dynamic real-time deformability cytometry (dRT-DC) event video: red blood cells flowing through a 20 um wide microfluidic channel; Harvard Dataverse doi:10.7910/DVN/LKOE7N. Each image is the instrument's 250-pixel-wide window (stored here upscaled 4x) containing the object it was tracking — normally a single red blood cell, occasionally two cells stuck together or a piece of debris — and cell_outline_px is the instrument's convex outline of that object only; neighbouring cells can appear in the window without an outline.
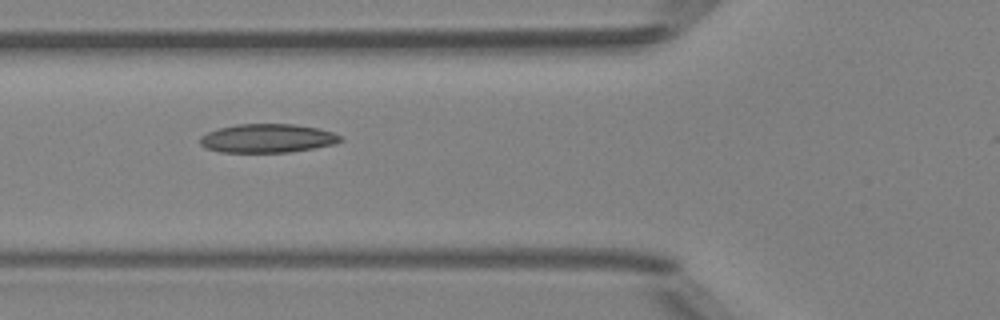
{"species": "Egyptian fruit bat (a non-hibernating species)", "species_latin": "Rousettus aegyptiacus", "temperature_condition": "room temperature", "stored_images_in_passage": 7, "camera_frame_rate_fps": 3000, "um_per_image_px": 0.085, "animal": {"sex": "female"}, "frame": {"image": 1, "passage_image": 5, "time_ms": 5.333, "image_size_px": [1000, 320], "cell_outline_px": [[344, 140], [336, 144], [288, 152], [220, 152], [204, 148], [200, 144], [200, 136], [208, 132], [220, 128], [236, 124], [292, 124], [316, 128], [332, 132], [340, 136]], "centroid_in_image_um": [22.71, 11.76], "position_along_channel_um": 103.1, "area_um2": 23.41}}
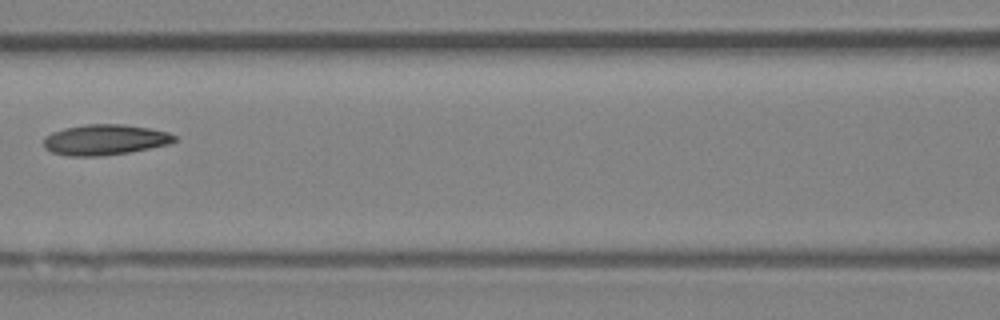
{"frame": {"image": 2, "passage_image": 6, "time_ms": 6.667, "image_size_px": [1000, 320], "cell_outline_px": [[176, 140], [168, 144], [128, 152], [104, 156], [68, 156], [52, 152], [44, 148], [44, 136], [52, 132], [64, 128], [84, 124], [124, 124], [148, 128], [168, 132], [176, 136]], "centroid_in_image_um": [8.88, 11.87], "position_along_channel_um": 157.7, "area_um2": 23.29}}
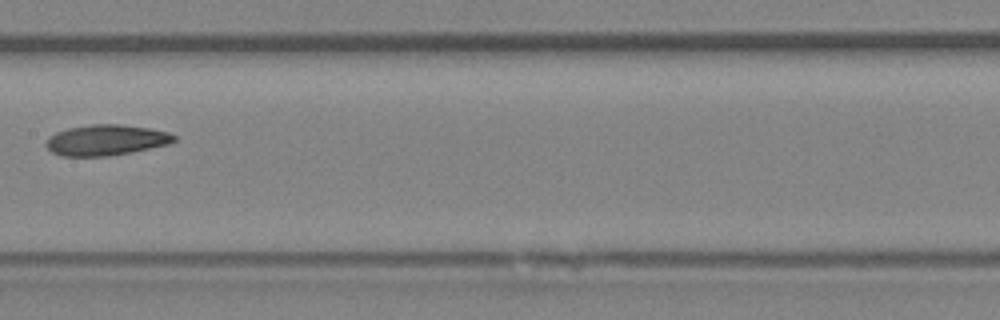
{"frame": {"image": 3, "passage_image": 7, "time_ms": 7.667, "image_size_px": [1000, 320], "cell_outline_px": [[176, 140], [168, 144], [108, 156], [60, 156], [52, 152], [44, 144], [48, 136], [56, 132], [68, 128], [92, 124], [120, 124], [148, 128], [168, 132], [176, 136]], "centroid_in_image_um": [8.96, 11.9], "position_along_channel_um": 198.4, "area_um2": 22.77}}